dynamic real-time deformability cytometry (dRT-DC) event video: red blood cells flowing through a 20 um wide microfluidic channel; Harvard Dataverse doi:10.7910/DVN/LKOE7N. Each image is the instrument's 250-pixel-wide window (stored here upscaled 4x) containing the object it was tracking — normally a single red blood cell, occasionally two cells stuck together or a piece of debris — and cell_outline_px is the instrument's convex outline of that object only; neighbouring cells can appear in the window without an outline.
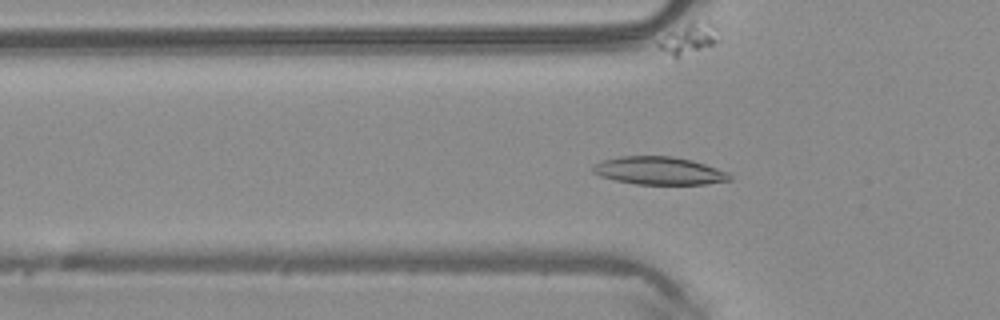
{"species": "common noctule bat (a hibernating species)", "species_latin": "Nyctalus noctula", "temperature_condition": "warm", "stored_images_in_passage": 49, "camera_frame_rate_fps": 3000, "um_per_image_px": 0.085, "animal": {"sex": "male", "body_mass_g": 20.4}, "frame": {"image": 1, "passage_image": 16, "time_ms": 5.0, "image_size_px": [1000, 320], "cell_outline_px": [[732, 180], [704, 184], [636, 184], [616, 180], [600, 176], [592, 172], [592, 164], [604, 160], [620, 156], [672, 156], [692, 160], [728, 172], [732, 176]], "centroid_in_image_um": [56.01, 14.51], "position_along_channel_um": 69.8, "area_um2": 22.2}}
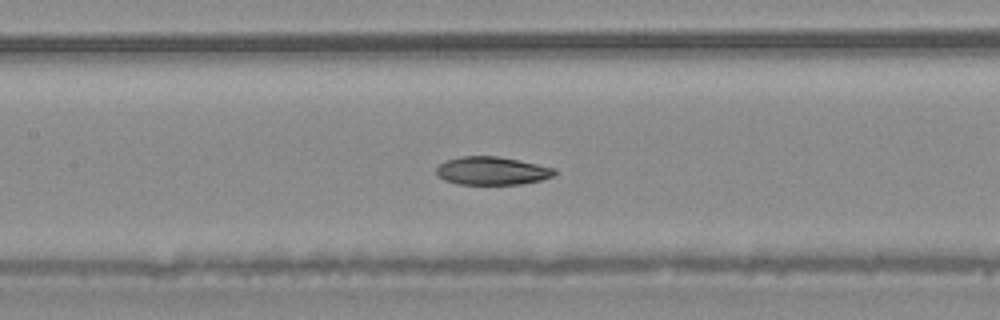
{"frame": {"image": 2, "passage_image": 23, "time_ms": 7.333, "image_size_px": [1000, 320], "cell_outline_px": [[556, 172], [552, 176], [540, 180], [520, 184], [456, 184], [444, 180], [436, 172], [436, 168], [444, 160], [460, 156], [500, 156], [556, 168]], "centroid_in_image_um": [41.8, 14.51], "position_along_channel_um": 165.6, "area_um2": 19.42}}
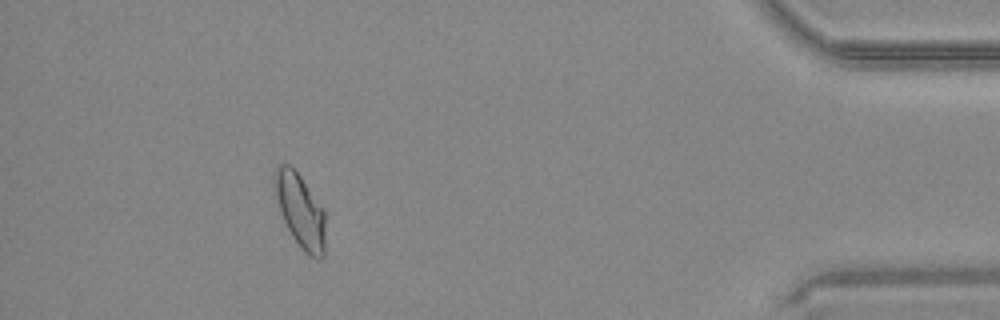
{"frame": {"image": 3, "passage_image": 45, "time_ms": 14.667, "image_size_px": [1000, 320], "cell_outline_px": [[324, 256], [320, 260], [304, 252], [300, 248], [292, 236], [284, 220], [276, 196], [272, 180], [276, 168], [280, 164], [288, 164], [300, 176], [324, 208]], "centroid_in_image_um": [25.52, 17.91], "position_along_channel_um": 409.7, "area_um2": 21.56}, "authors_computed_cell_mechanics": {"area_um2": 20.9814, "velocity_mm_per_s": 4.0762, "shape_relaxation_time_tau1_ms": 5.5146, "shape_relaxation_time_tau2_ms": 4.079, "deformation_change_tau1": 0.1428, "deformation_change_tau2": 0.062}}